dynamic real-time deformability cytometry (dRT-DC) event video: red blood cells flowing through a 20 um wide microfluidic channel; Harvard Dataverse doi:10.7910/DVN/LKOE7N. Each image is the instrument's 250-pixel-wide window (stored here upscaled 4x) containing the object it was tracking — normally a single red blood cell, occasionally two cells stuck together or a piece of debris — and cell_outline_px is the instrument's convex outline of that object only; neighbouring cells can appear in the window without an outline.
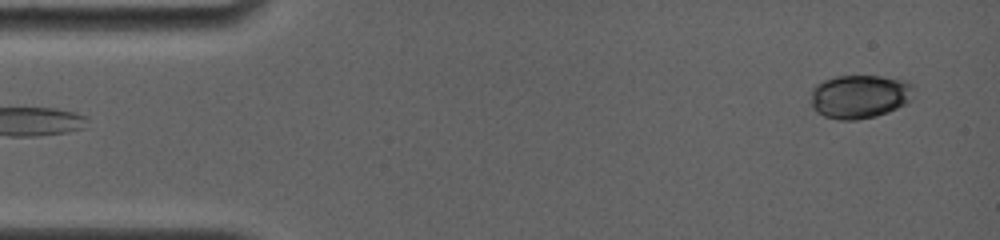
{"species": "common noctule bat (a hibernating species)", "species_latin": "Nyctalus noctula", "temperature_condition": "room temperature", "stored_images_in_passage": 9, "camera_frame_rate_fps": 4000, "um_per_image_px": 0.085, "animal": {"sex": "female", "body_mass_g": 19.0, "forearm_length_mm": 56.7}, "frame": {"image": 1, "passage_image": 1, "time_ms": 0.0, "image_size_px": [1000, 240], "cell_outline_px": [[912, 100], [888, 112], [876, 116], [856, 120], [840, 120], [824, 116], [816, 112], [812, 108], [808, 100], [812, 88], [816, 84], [824, 80], [836, 76], [880, 76], [904, 80], [912, 84]], "centroid_in_image_um": [73.01, 8.21], "position_along_channel_um": 12.0, "area_um2": 26.47}}
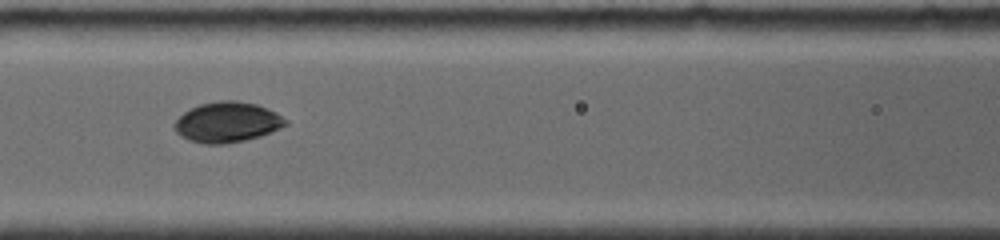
{"frame": {"image": 2, "passage_image": 6, "time_ms": 6.25, "image_size_px": [1000, 240], "cell_outline_px": [[288, 124], [272, 132], [260, 136], [244, 140], [224, 144], [204, 144], [188, 140], [180, 136], [176, 132], [172, 124], [184, 112], [200, 104], [216, 100], [236, 100], [256, 104], [276, 112], [288, 120]], "centroid_in_image_um": [19.31, 10.38], "position_along_channel_um": 147.3, "area_um2": 26.3}}
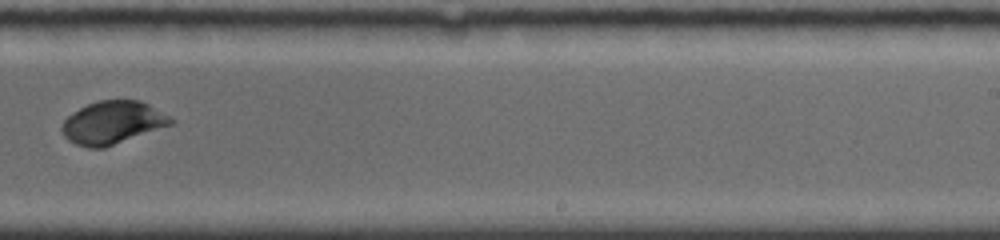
{"frame": {"image": 3, "passage_image": 9, "time_ms": 9.75, "image_size_px": [1000, 240], "cell_outline_px": [[176, 120], [172, 124], [104, 148], [88, 148], [76, 144], [68, 140], [64, 136], [60, 128], [64, 120], [68, 116], [80, 108], [88, 104], [100, 100], [140, 100], [148, 104]], "centroid_in_image_um": [9.55, 10.42], "position_along_channel_um": 279.4, "area_um2": 26.99}}